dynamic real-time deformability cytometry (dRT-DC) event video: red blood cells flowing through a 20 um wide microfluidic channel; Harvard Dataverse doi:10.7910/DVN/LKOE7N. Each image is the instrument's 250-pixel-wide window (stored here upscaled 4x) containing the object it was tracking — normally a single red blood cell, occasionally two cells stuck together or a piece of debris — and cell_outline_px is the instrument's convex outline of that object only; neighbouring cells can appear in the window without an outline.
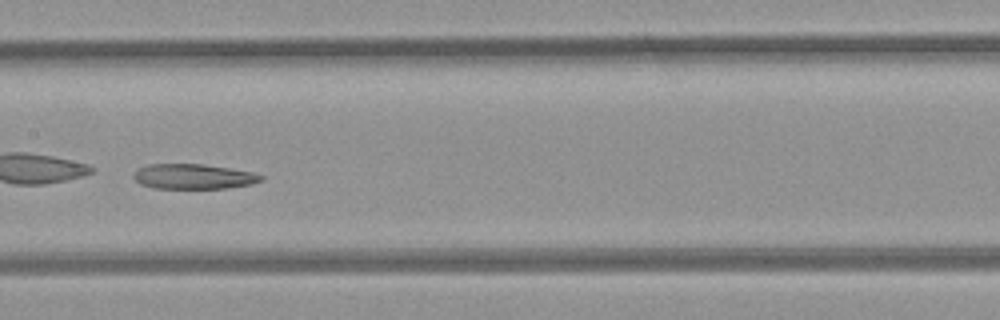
{"species": "common noctule bat (a hibernating species)", "species_latin": "Nyctalus noctula", "temperature_condition": "room temperature", "stored_images_in_passage": 36, "camera_frame_rate_fps": 3000, "um_per_image_px": 0.085, "animal": {"sex": "female", "body_mass_g": 21.9}, "frame": {"image": 1, "passage_image": 16, "time_ms": 5.0, "image_size_px": [1000, 320], "cell_outline_px": [[264, 180], [252, 184], [228, 188], [152, 188], [140, 184], [132, 176], [136, 168], [148, 164], [204, 164], [252, 172], [264, 176]], "centroid_in_image_um": [16.42, 15.0], "position_along_channel_um": 191.0, "area_um2": 18.73}}